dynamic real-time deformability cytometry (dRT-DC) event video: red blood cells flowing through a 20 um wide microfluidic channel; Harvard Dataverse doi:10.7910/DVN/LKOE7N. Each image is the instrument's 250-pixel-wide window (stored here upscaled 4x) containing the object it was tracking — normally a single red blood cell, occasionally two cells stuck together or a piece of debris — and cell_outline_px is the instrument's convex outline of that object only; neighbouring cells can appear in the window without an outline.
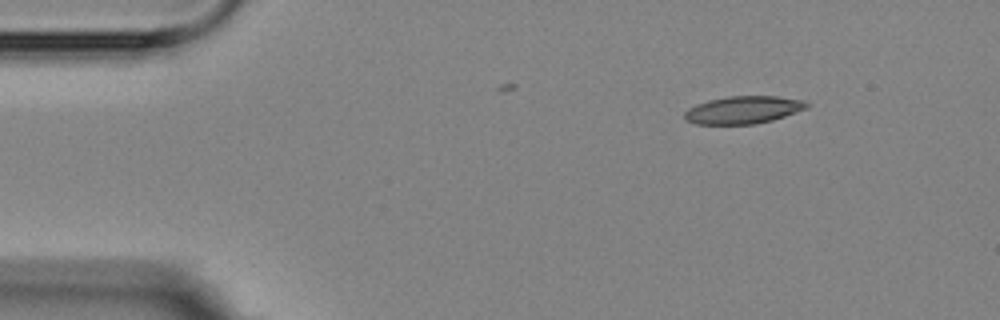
{"species": "Egyptian fruit bat (a non-hibernating species)", "species_latin": "Rousettus aegyptiacus", "temperature_condition": "room temperature", "stored_images_in_passage": 3, "camera_frame_rate_fps": 3000, "um_per_image_px": 0.085, "animal": {"sex": "female"}, "frame": {"image": 1, "passage_image": 1, "time_ms": 0.0, "image_size_px": [1000, 320], "cell_outline_px": [[808, 108], [772, 120], [756, 124], [696, 124], [684, 120], [684, 112], [688, 108], [696, 104], [708, 100], [728, 96], [776, 96], [804, 100], [808, 104]], "centroid_in_image_um": [63.15, 9.34], "position_along_channel_um": 21.9, "area_um2": 19.71}}